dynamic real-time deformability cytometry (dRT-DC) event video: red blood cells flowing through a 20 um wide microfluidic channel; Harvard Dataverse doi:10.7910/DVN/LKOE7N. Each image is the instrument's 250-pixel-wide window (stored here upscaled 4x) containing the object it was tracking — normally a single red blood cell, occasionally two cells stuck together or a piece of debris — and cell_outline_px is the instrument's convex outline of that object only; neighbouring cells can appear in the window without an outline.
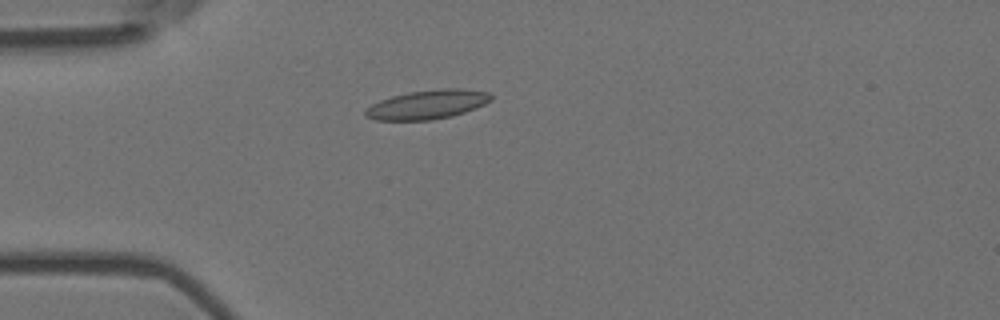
{"species": "Egyptian fruit bat (a non-hibernating species)", "species_latin": "Rousettus aegyptiacus", "temperature_condition": "room temperature", "stored_images_in_passage": 5, "camera_frame_rate_fps": 3000, "um_per_image_px": 0.085, "animal": {"sex": "female"}, "frame": {"image": 1, "passage_image": 4, "time_ms": 1.0, "image_size_px": [1000, 320], "cell_outline_px": [[492, 100], [476, 108], [452, 116], [432, 120], [376, 120], [364, 116], [364, 112], [372, 104], [380, 100], [392, 96], [408, 92], [444, 88], [460, 88], [488, 92], [492, 96]], "centroid_in_image_um": [36.34, 8.88], "position_along_channel_um": 48.7, "area_um2": 21.27}}